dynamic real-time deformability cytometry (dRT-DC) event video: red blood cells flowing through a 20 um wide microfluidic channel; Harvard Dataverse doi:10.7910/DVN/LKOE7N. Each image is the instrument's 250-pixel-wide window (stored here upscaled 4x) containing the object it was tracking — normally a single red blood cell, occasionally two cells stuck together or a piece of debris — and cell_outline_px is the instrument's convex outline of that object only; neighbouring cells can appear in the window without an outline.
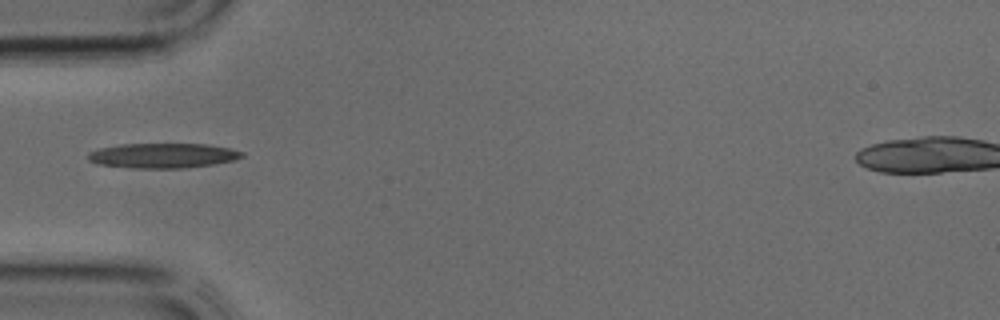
{"species": "common noctule bat (a hibernating species)", "species_latin": "Nyctalus noctula", "temperature_condition": "cold", "stored_images_in_passage": 27, "camera_frame_rate_fps": 3000, "um_per_image_px": 0.085, "animal": {"sex": "male", "body_mass_g": 17.9, "forearm_length_mm": 54.2}, "frame": {"image": 1, "passage_image": 1, "time_ms": 0.0, "image_size_px": [1000, 320], "cell_outline_px": [[244, 156], [236, 160], [212, 164], [184, 168], [132, 168], [96, 164], [88, 160], [88, 152], [96, 148], [120, 144], [208, 144], [228, 148], [244, 152]], "centroid_in_image_um": [13.8, 13.22], "position_along_channel_um": 71.2, "area_um2": 22.48}}
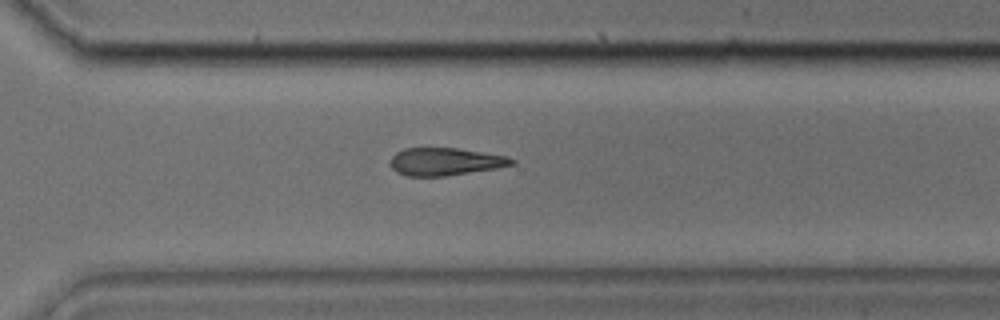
{"frame": {"image": 2, "passage_image": 16, "time_ms": 5.0, "image_size_px": [1000, 320], "cell_outline_px": [[516, 164], [496, 168], [444, 176], [408, 176], [396, 172], [388, 164], [388, 160], [396, 152], [404, 148], [456, 148], [508, 156], [516, 160]], "centroid_in_image_um": [37.81, 13.73], "position_along_channel_um": 332.8, "area_um2": 19.65}}
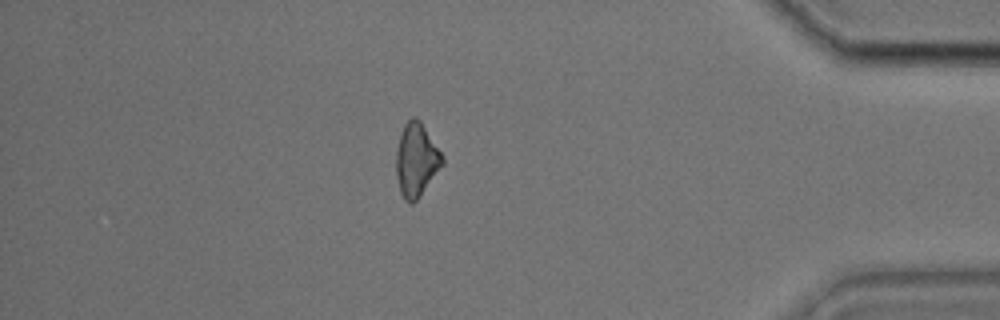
{"frame": {"image": 3, "passage_image": 22, "time_ms": 7.0, "image_size_px": [1000, 320], "cell_outline_px": [[444, 164], [416, 200], [412, 204], [408, 204], [404, 200], [400, 192], [396, 176], [396, 152], [400, 132], [404, 124], [412, 116], [416, 116], [420, 120], [444, 156]], "centroid_in_image_um": [35.38, 13.58], "position_along_channel_um": 399.8, "area_um2": 19.94}}